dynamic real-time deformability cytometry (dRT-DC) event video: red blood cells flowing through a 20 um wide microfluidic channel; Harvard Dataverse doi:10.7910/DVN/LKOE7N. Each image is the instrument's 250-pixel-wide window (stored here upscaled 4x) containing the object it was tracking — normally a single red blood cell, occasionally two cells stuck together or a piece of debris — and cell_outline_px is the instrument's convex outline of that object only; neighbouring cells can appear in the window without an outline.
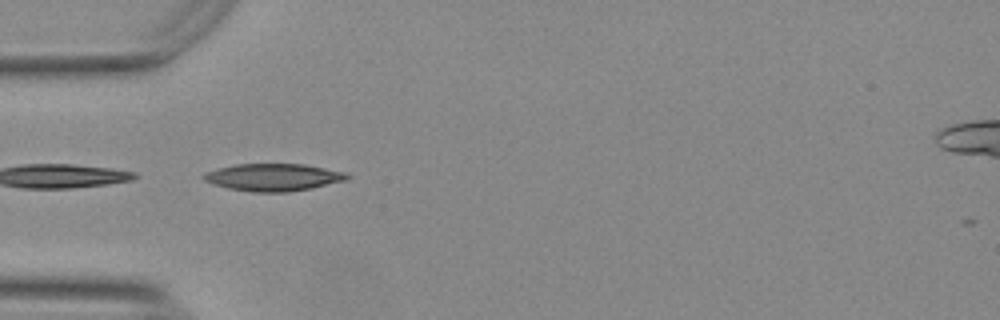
{"species": "Egyptian fruit bat (a non-hibernating species)", "species_latin": "Rousettus aegyptiacus", "temperature_condition": "warm", "stored_images_in_passage": 19, "camera_frame_rate_fps": 3000, "um_per_image_px": 0.085, "animal": {"sex": "female"}, "frame": {"image": 1, "passage_image": 1, "time_ms": 0.0, "image_size_px": [1000, 320], "cell_outline_px": [[348, 180], [312, 188], [288, 192], [252, 192], [228, 188], [212, 184], [204, 180], [204, 172], [216, 168], [236, 164], [304, 164], [344, 172], [348, 176]], "centroid_in_image_um": [23.2, 15.07], "position_along_channel_um": 61.8, "area_um2": 22.83}}